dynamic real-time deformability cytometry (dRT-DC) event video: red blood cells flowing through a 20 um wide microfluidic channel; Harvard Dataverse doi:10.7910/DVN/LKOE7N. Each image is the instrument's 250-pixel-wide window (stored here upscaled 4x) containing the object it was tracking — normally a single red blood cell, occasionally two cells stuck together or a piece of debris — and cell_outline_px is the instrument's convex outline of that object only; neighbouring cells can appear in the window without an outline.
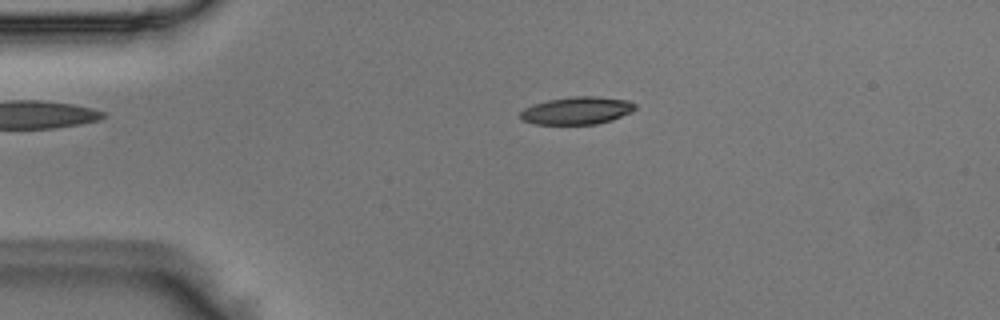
{"species": "Egyptian fruit bat (a non-hibernating species)", "species_latin": "Rousettus aegyptiacus", "temperature_condition": "room temperature", "stored_images_in_passage": 47, "camera_frame_rate_fps": 3000, "um_per_image_px": 0.085, "animal": {"sex": "male"}, "frame": {"image": 1, "passage_image": 8, "time_ms": 2.333, "image_size_px": [1000, 320], "cell_outline_px": [[636, 108], [632, 112], [612, 120], [596, 124], [536, 124], [524, 120], [520, 116], [520, 112], [524, 108], [532, 104], [548, 100], [572, 96], [596, 96], [628, 100], [636, 104]], "centroid_in_image_um": [49.06, 9.39], "position_along_channel_um": 35.9, "area_um2": 18.5}}
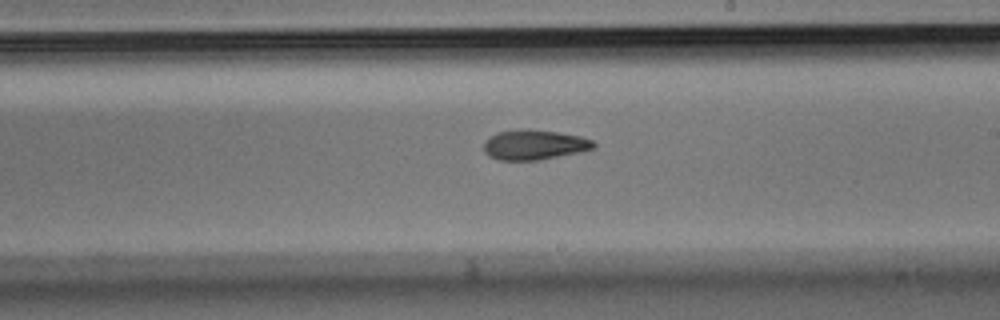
{"frame": {"image": 2, "passage_image": 26, "time_ms": 8.333, "image_size_px": [1000, 320], "cell_outline_px": [[596, 144], [592, 148], [580, 152], [540, 160], [496, 160], [488, 156], [484, 152], [484, 140], [496, 132], [520, 128], [528, 128], [556, 132], [580, 136], [592, 140]], "centroid_in_image_um": [45.35, 12.3], "position_along_channel_um": 243.6, "area_um2": 19.42}}
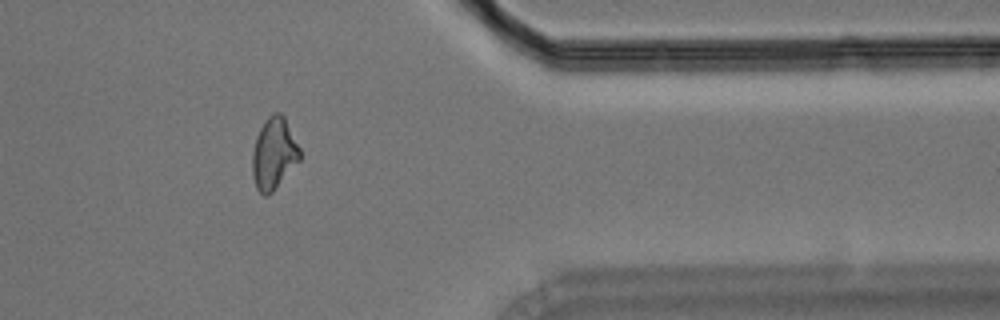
{"frame": {"image": 3, "passage_image": 38, "time_ms": 12.333, "image_size_px": [1000, 320], "cell_outline_px": [[300, 160], [272, 192], [268, 196], [264, 196], [256, 188], [252, 176], [252, 152], [256, 136], [264, 120], [272, 112], [280, 112], [284, 116], [300, 148]], "centroid_in_image_um": [23.26, 13.04], "position_along_channel_um": 388.1, "area_um2": 19.94}}